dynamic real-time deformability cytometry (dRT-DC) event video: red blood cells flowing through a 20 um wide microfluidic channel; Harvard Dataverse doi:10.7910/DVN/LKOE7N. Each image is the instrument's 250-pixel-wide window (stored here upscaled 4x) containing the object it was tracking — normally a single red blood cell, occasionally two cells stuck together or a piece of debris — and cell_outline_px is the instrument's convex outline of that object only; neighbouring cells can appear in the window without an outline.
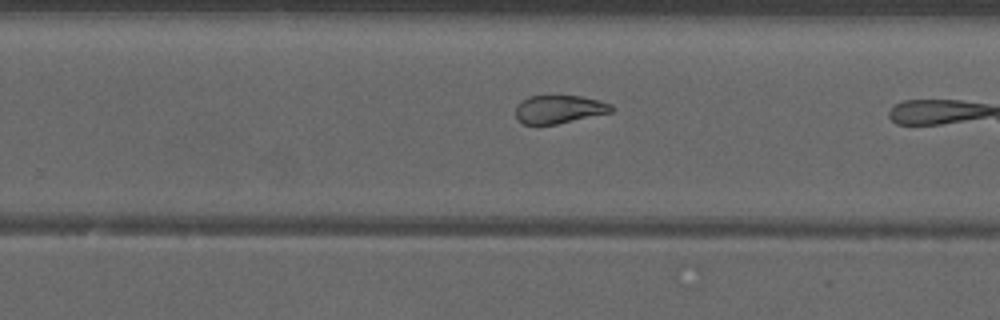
{"species": "common noctule bat (a hibernating species)", "species_latin": "Nyctalus noctula", "temperature_condition": "warm", "stored_images_in_passage": 16, "camera_frame_rate_fps": 3000, "um_per_image_px": 0.085, "animal": {"sex": "male", "forearm_length_mm": 52.5}, "frame": {"image": 1, "passage_image": 14, "time_ms": 4.333, "image_size_px": [1000, 320], "cell_outline_px": [[616, 108], [612, 112], [556, 124], [524, 124], [516, 120], [516, 104], [528, 96], [580, 96], [600, 100], [612, 104]], "centroid_in_image_um": [47.53, 9.28], "position_along_channel_um": 282.3, "area_um2": 15.84}}